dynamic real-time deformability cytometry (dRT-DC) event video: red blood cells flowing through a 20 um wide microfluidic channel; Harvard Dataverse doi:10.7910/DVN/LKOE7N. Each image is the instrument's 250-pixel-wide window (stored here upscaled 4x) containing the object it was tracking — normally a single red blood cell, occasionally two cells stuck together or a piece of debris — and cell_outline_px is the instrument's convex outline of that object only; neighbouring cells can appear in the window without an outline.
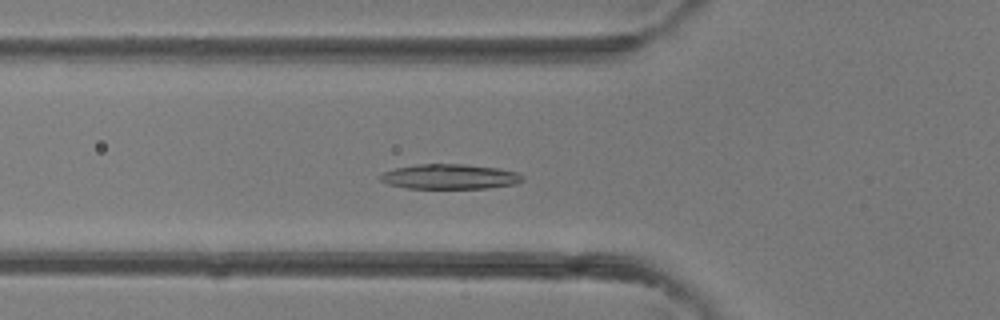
{"species": "common noctule bat (a hibernating species)", "species_latin": "Nyctalus noctula", "temperature_condition": "room temperature", "stored_images_in_passage": 32, "camera_frame_rate_fps": 3000, "um_per_image_px": 0.085, "animal": {"sex": "female"}, "frame": {"image": 1, "passage_image": 4, "time_ms": 1.0, "image_size_px": [1000, 320], "cell_outline_px": [[524, 180], [516, 184], [488, 188], [408, 188], [388, 184], [380, 180], [376, 176], [384, 172], [396, 168], [416, 164], [464, 164], [496, 168], [516, 172], [524, 176]], "centroid_in_image_um": [38.22, 15.01], "position_along_channel_um": 87.6, "area_um2": 20.69}}
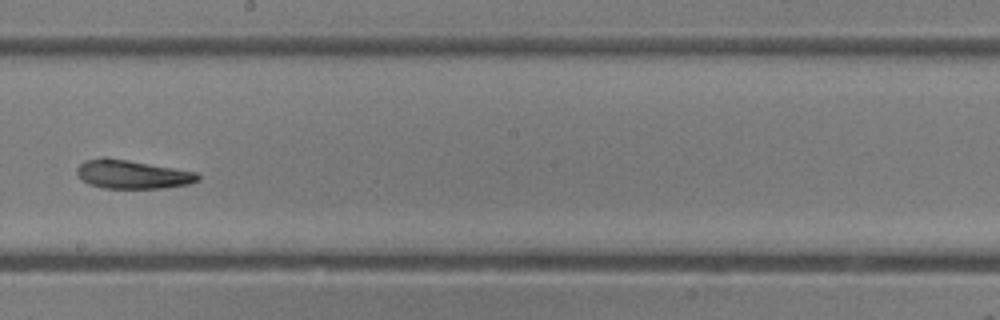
{"frame": {"image": 2, "passage_image": 13, "time_ms": 4.0, "image_size_px": [1000, 320], "cell_outline_px": [[200, 180], [188, 184], [164, 188], [104, 188], [88, 184], [76, 172], [76, 168], [84, 160], [100, 156], [108, 156], [196, 172], [200, 176]], "centroid_in_image_um": [11.22, 14.8], "position_along_channel_um": 237.0, "area_um2": 20.4}}
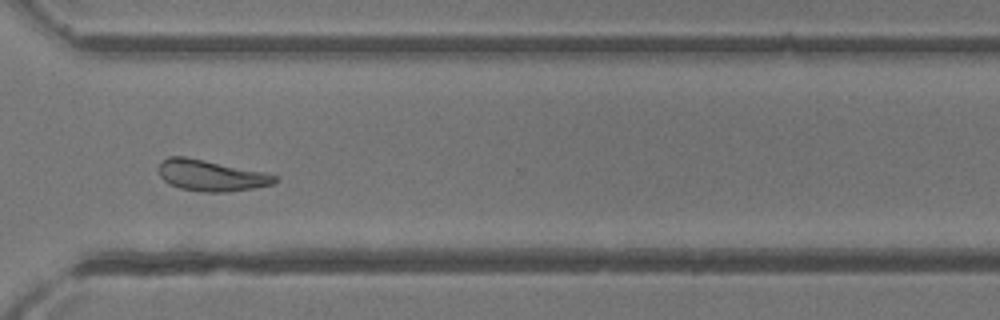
{"frame": {"image": 3, "passage_image": 20, "time_ms": 6.333, "image_size_px": [1000, 320], "cell_outline_px": [[280, 180], [272, 184], [252, 188], [228, 192], [200, 192], [180, 188], [168, 184], [160, 176], [156, 168], [168, 156], [184, 156], [264, 172], [276, 176]], "centroid_in_image_um": [17.9, 14.92], "position_along_channel_um": 352.7, "area_um2": 21.04}}